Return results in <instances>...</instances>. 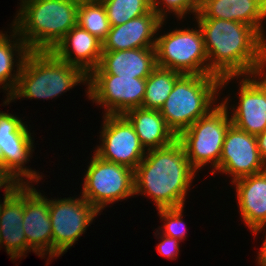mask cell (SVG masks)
<instances>
[{"instance_id": "cell-30", "label": "cell", "mask_w": 266, "mask_h": 266, "mask_svg": "<svg viewBox=\"0 0 266 266\" xmlns=\"http://www.w3.org/2000/svg\"><path fill=\"white\" fill-rule=\"evenodd\" d=\"M21 184L8 170L0 165V189L3 187L4 197H8Z\"/></svg>"}, {"instance_id": "cell-26", "label": "cell", "mask_w": 266, "mask_h": 266, "mask_svg": "<svg viewBox=\"0 0 266 266\" xmlns=\"http://www.w3.org/2000/svg\"><path fill=\"white\" fill-rule=\"evenodd\" d=\"M110 26L124 24L152 10L151 0H101Z\"/></svg>"}, {"instance_id": "cell-22", "label": "cell", "mask_w": 266, "mask_h": 266, "mask_svg": "<svg viewBox=\"0 0 266 266\" xmlns=\"http://www.w3.org/2000/svg\"><path fill=\"white\" fill-rule=\"evenodd\" d=\"M146 151L168 146L177 137L167 127L159 110L138 107L123 114Z\"/></svg>"}, {"instance_id": "cell-17", "label": "cell", "mask_w": 266, "mask_h": 266, "mask_svg": "<svg viewBox=\"0 0 266 266\" xmlns=\"http://www.w3.org/2000/svg\"><path fill=\"white\" fill-rule=\"evenodd\" d=\"M194 17L238 21L251 26L266 41V0H201Z\"/></svg>"}, {"instance_id": "cell-12", "label": "cell", "mask_w": 266, "mask_h": 266, "mask_svg": "<svg viewBox=\"0 0 266 266\" xmlns=\"http://www.w3.org/2000/svg\"><path fill=\"white\" fill-rule=\"evenodd\" d=\"M100 146L94 153L101 159L126 166L132 170L139 165L147 151L133 126L123 115H104Z\"/></svg>"}, {"instance_id": "cell-25", "label": "cell", "mask_w": 266, "mask_h": 266, "mask_svg": "<svg viewBox=\"0 0 266 266\" xmlns=\"http://www.w3.org/2000/svg\"><path fill=\"white\" fill-rule=\"evenodd\" d=\"M77 25L103 42L107 38L111 26L102 1H80Z\"/></svg>"}, {"instance_id": "cell-31", "label": "cell", "mask_w": 266, "mask_h": 266, "mask_svg": "<svg viewBox=\"0 0 266 266\" xmlns=\"http://www.w3.org/2000/svg\"><path fill=\"white\" fill-rule=\"evenodd\" d=\"M265 230H266V226H262V227H259L257 229H254L251 232L254 235H257L259 232L262 233V231H264V233H266ZM264 239L265 240H263L261 249L259 250L258 255H257V260L256 261H257L258 266H266V234H265V238Z\"/></svg>"}, {"instance_id": "cell-28", "label": "cell", "mask_w": 266, "mask_h": 266, "mask_svg": "<svg viewBox=\"0 0 266 266\" xmlns=\"http://www.w3.org/2000/svg\"><path fill=\"white\" fill-rule=\"evenodd\" d=\"M184 207L185 206L157 209V213L162 219L161 221H165L163 227L160 228L159 226V231H162L160 233L178 239L181 242L186 239L187 227L183 221L184 215L182 214L184 212Z\"/></svg>"}, {"instance_id": "cell-24", "label": "cell", "mask_w": 266, "mask_h": 266, "mask_svg": "<svg viewBox=\"0 0 266 266\" xmlns=\"http://www.w3.org/2000/svg\"><path fill=\"white\" fill-rule=\"evenodd\" d=\"M182 75L177 71L156 67L146 78V89L142 107L160 110L173 90L176 81Z\"/></svg>"}, {"instance_id": "cell-20", "label": "cell", "mask_w": 266, "mask_h": 266, "mask_svg": "<svg viewBox=\"0 0 266 266\" xmlns=\"http://www.w3.org/2000/svg\"><path fill=\"white\" fill-rule=\"evenodd\" d=\"M52 52L59 59L81 69L88 76L99 65L103 42L75 25Z\"/></svg>"}, {"instance_id": "cell-10", "label": "cell", "mask_w": 266, "mask_h": 266, "mask_svg": "<svg viewBox=\"0 0 266 266\" xmlns=\"http://www.w3.org/2000/svg\"><path fill=\"white\" fill-rule=\"evenodd\" d=\"M28 128L17 115L0 111V165L22 184L37 183L43 178L25 166L34 152L33 133Z\"/></svg>"}, {"instance_id": "cell-9", "label": "cell", "mask_w": 266, "mask_h": 266, "mask_svg": "<svg viewBox=\"0 0 266 266\" xmlns=\"http://www.w3.org/2000/svg\"><path fill=\"white\" fill-rule=\"evenodd\" d=\"M52 226V259L60 257L78 241L99 212L82 196L49 198Z\"/></svg>"}, {"instance_id": "cell-32", "label": "cell", "mask_w": 266, "mask_h": 266, "mask_svg": "<svg viewBox=\"0 0 266 266\" xmlns=\"http://www.w3.org/2000/svg\"><path fill=\"white\" fill-rule=\"evenodd\" d=\"M256 141L259 153L266 163V129L256 136Z\"/></svg>"}, {"instance_id": "cell-13", "label": "cell", "mask_w": 266, "mask_h": 266, "mask_svg": "<svg viewBox=\"0 0 266 266\" xmlns=\"http://www.w3.org/2000/svg\"><path fill=\"white\" fill-rule=\"evenodd\" d=\"M240 79L238 106L231 104L229 107L230 97H224L225 101L221 102L232 111L230 117L233 125L257 136L266 129V71L240 76Z\"/></svg>"}, {"instance_id": "cell-16", "label": "cell", "mask_w": 266, "mask_h": 266, "mask_svg": "<svg viewBox=\"0 0 266 266\" xmlns=\"http://www.w3.org/2000/svg\"><path fill=\"white\" fill-rule=\"evenodd\" d=\"M165 21L152 9L145 15L111 27L103 41V51L155 48L158 31Z\"/></svg>"}, {"instance_id": "cell-15", "label": "cell", "mask_w": 266, "mask_h": 266, "mask_svg": "<svg viewBox=\"0 0 266 266\" xmlns=\"http://www.w3.org/2000/svg\"><path fill=\"white\" fill-rule=\"evenodd\" d=\"M22 226L28 247L36 255L45 258L47 265L52 261V226L49 198L30 184H24V216Z\"/></svg>"}, {"instance_id": "cell-19", "label": "cell", "mask_w": 266, "mask_h": 266, "mask_svg": "<svg viewBox=\"0 0 266 266\" xmlns=\"http://www.w3.org/2000/svg\"><path fill=\"white\" fill-rule=\"evenodd\" d=\"M156 67L155 48L103 51L98 67L89 75L147 78Z\"/></svg>"}, {"instance_id": "cell-23", "label": "cell", "mask_w": 266, "mask_h": 266, "mask_svg": "<svg viewBox=\"0 0 266 266\" xmlns=\"http://www.w3.org/2000/svg\"><path fill=\"white\" fill-rule=\"evenodd\" d=\"M11 28L10 36L0 31V88L5 90L7 99L15 89L23 61L29 52L17 31Z\"/></svg>"}, {"instance_id": "cell-3", "label": "cell", "mask_w": 266, "mask_h": 266, "mask_svg": "<svg viewBox=\"0 0 266 266\" xmlns=\"http://www.w3.org/2000/svg\"><path fill=\"white\" fill-rule=\"evenodd\" d=\"M12 27L29 51H52L77 25V0H20Z\"/></svg>"}, {"instance_id": "cell-6", "label": "cell", "mask_w": 266, "mask_h": 266, "mask_svg": "<svg viewBox=\"0 0 266 266\" xmlns=\"http://www.w3.org/2000/svg\"><path fill=\"white\" fill-rule=\"evenodd\" d=\"M229 111L222 102L218 103L177 137L197 173L209 164L212 175L218 170L225 135L232 124Z\"/></svg>"}, {"instance_id": "cell-14", "label": "cell", "mask_w": 266, "mask_h": 266, "mask_svg": "<svg viewBox=\"0 0 266 266\" xmlns=\"http://www.w3.org/2000/svg\"><path fill=\"white\" fill-rule=\"evenodd\" d=\"M264 170L266 163L259 153L256 136L231 124L225 135L216 172L231 176L233 183Z\"/></svg>"}, {"instance_id": "cell-5", "label": "cell", "mask_w": 266, "mask_h": 266, "mask_svg": "<svg viewBox=\"0 0 266 266\" xmlns=\"http://www.w3.org/2000/svg\"><path fill=\"white\" fill-rule=\"evenodd\" d=\"M219 90L221 78L215 75L183 74L159 110L167 127L178 137L217 106Z\"/></svg>"}, {"instance_id": "cell-7", "label": "cell", "mask_w": 266, "mask_h": 266, "mask_svg": "<svg viewBox=\"0 0 266 266\" xmlns=\"http://www.w3.org/2000/svg\"><path fill=\"white\" fill-rule=\"evenodd\" d=\"M196 28L176 27L158 35L155 45L157 67L184 75H209L203 35L199 25Z\"/></svg>"}, {"instance_id": "cell-1", "label": "cell", "mask_w": 266, "mask_h": 266, "mask_svg": "<svg viewBox=\"0 0 266 266\" xmlns=\"http://www.w3.org/2000/svg\"><path fill=\"white\" fill-rule=\"evenodd\" d=\"M196 22L203 35L209 75L221 78V90L235 78L266 71V41L251 26L224 19Z\"/></svg>"}, {"instance_id": "cell-29", "label": "cell", "mask_w": 266, "mask_h": 266, "mask_svg": "<svg viewBox=\"0 0 266 266\" xmlns=\"http://www.w3.org/2000/svg\"><path fill=\"white\" fill-rule=\"evenodd\" d=\"M157 232V233H156ZM156 232L154 235L156 237L158 236L161 241L159 244L156 246L157 251L160 255L167 257V259L174 260L176 259L179 255L180 251V242L178 239H175L173 237L166 236L164 234H160V231L156 229Z\"/></svg>"}, {"instance_id": "cell-27", "label": "cell", "mask_w": 266, "mask_h": 266, "mask_svg": "<svg viewBox=\"0 0 266 266\" xmlns=\"http://www.w3.org/2000/svg\"><path fill=\"white\" fill-rule=\"evenodd\" d=\"M200 3V0H151L152 9L162 20H166L169 13H173L177 20H182L190 13L195 16Z\"/></svg>"}, {"instance_id": "cell-4", "label": "cell", "mask_w": 266, "mask_h": 266, "mask_svg": "<svg viewBox=\"0 0 266 266\" xmlns=\"http://www.w3.org/2000/svg\"><path fill=\"white\" fill-rule=\"evenodd\" d=\"M87 86L88 76L79 68L59 59L52 51H29L13 93L6 106L16 99H55L76 85Z\"/></svg>"}, {"instance_id": "cell-8", "label": "cell", "mask_w": 266, "mask_h": 266, "mask_svg": "<svg viewBox=\"0 0 266 266\" xmlns=\"http://www.w3.org/2000/svg\"><path fill=\"white\" fill-rule=\"evenodd\" d=\"M84 176L81 196L99 213L108 204L135 196L134 170L103 160L95 153Z\"/></svg>"}, {"instance_id": "cell-2", "label": "cell", "mask_w": 266, "mask_h": 266, "mask_svg": "<svg viewBox=\"0 0 266 266\" xmlns=\"http://www.w3.org/2000/svg\"><path fill=\"white\" fill-rule=\"evenodd\" d=\"M196 172L176 139L168 146L147 151L134 170L135 195L149 196L157 209L185 206Z\"/></svg>"}, {"instance_id": "cell-11", "label": "cell", "mask_w": 266, "mask_h": 266, "mask_svg": "<svg viewBox=\"0 0 266 266\" xmlns=\"http://www.w3.org/2000/svg\"><path fill=\"white\" fill-rule=\"evenodd\" d=\"M88 100L102 105L105 115H123L142 107L146 78L121 77L116 75H88Z\"/></svg>"}, {"instance_id": "cell-21", "label": "cell", "mask_w": 266, "mask_h": 266, "mask_svg": "<svg viewBox=\"0 0 266 266\" xmlns=\"http://www.w3.org/2000/svg\"><path fill=\"white\" fill-rule=\"evenodd\" d=\"M236 186L239 213L250 232L266 226V170L240 178L232 183Z\"/></svg>"}, {"instance_id": "cell-18", "label": "cell", "mask_w": 266, "mask_h": 266, "mask_svg": "<svg viewBox=\"0 0 266 266\" xmlns=\"http://www.w3.org/2000/svg\"><path fill=\"white\" fill-rule=\"evenodd\" d=\"M24 216V184L0 201V248L4 246L11 260L26 257L31 249L22 226Z\"/></svg>"}]
</instances>
